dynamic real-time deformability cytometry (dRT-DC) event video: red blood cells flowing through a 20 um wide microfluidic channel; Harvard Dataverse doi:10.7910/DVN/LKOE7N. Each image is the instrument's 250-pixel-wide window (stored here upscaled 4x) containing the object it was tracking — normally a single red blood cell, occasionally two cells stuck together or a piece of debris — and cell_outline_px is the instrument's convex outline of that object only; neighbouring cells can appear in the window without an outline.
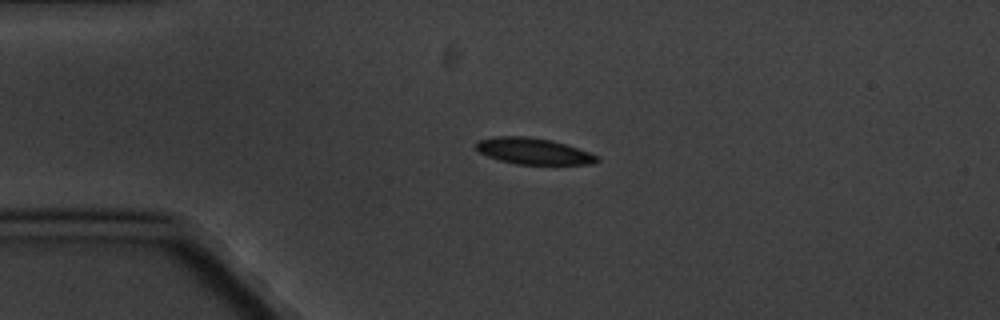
{"species": "common noctule bat (a hibernating species)", "species_latin": "Nyctalus noctula", "temperature_condition": "cold", "stored_images_in_passage": 5, "segment_of_instrument_passage": [1, 2], "camera_frame_rate_fps": 3000, "um_per_image_px": 0.085, "animal": {"sex": "male", "body_mass_g": 20.1, "forearm_length_mm": 53.5}, "frame": {"image": 1, "passage_image": 3, "time_ms": 2.667, "image_size_px": [1000, 320], "cell_outline_px": [[600, 160], [592, 164], [516, 164], [500, 160], [488, 156], [480, 152], [476, 148], [476, 140], [496, 136], [528, 136], [552, 140], [600, 156]], "centroid_in_image_um": [45.33, 12.84], "position_along_channel_um": 39.7, "area_um2": 18.44}}